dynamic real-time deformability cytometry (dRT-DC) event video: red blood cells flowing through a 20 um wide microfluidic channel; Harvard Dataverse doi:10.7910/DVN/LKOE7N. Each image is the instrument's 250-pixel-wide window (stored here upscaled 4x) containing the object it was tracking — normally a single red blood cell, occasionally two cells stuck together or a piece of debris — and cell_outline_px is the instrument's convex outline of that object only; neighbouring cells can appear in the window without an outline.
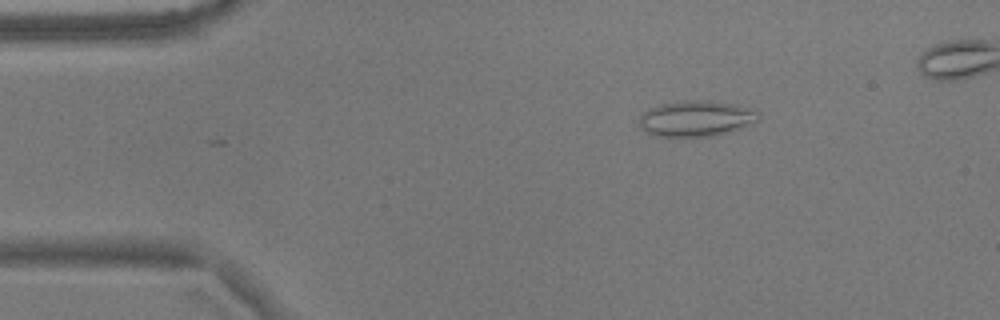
{"species": "common noctule bat (a hibernating species)", "species_latin": "Nyctalus noctula", "temperature_condition": "warm", "stored_images_in_passage": 44, "segment_of_instrument_passage": [1, 2], "camera_frame_rate_fps": 3000, "um_per_image_px": 0.085, "animal": {"sex": "male", "body_mass_g": 17.9}, "frame": {"image": 1, "passage_image": 1, "time_ms": 0.0, "image_size_px": [1000, 320], "cell_outline_px": [[760, 112], [756, 120], [728, 132], [716, 136], [656, 136], [640, 128], [640, 116], [648, 108], [660, 104], [688, 100], [700, 100], [736, 104]], "centroid_in_image_um": [59.12, 10.07], "position_along_channel_um": 25.9, "area_um2": 24.45}}
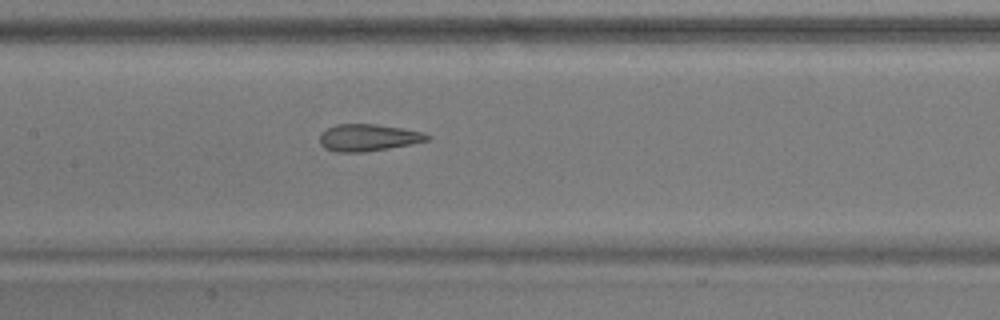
{"frame": {"image": 2, "passage_image": 18, "time_ms": 5.667, "image_size_px": [1000, 320], "cell_outline_px": [[432, 136], [428, 140], [412, 144], [364, 152], [336, 152], [324, 148], [320, 144], [320, 132], [336, 124], [376, 124], [424, 132]], "centroid_in_image_um": [31.28, 11.7], "position_along_channel_um": 176.1, "area_um2": 16.94}}
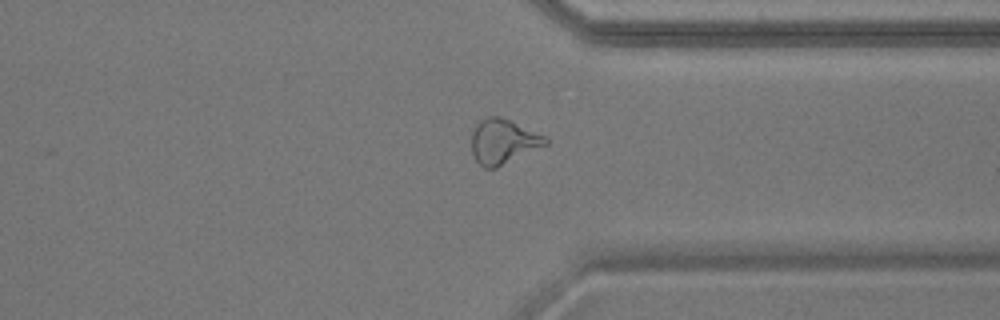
{"frame": {"image": 3, "passage_image": 34, "time_ms": 11.0, "image_size_px": [1000, 320], "cell_outline_px": [[548, 144], [496, 168], [484, 168], [476, 160], [472, 152], [472, 136], [476, 124], [480, 120], [488, 116], [500, 116], [544, 136], [548, 140]], "centroid_in_image_um": [42.75, 12.03], "position_along_channel_um": 368.7, "area_um2": 18.96}}